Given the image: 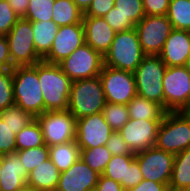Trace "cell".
I'll return each mask as SVG.
<instances>
[{
  "mask_svg": "<svg viewBox=\"0 0 190 191\" xmlns=\"http://www.w3.org/2000/svg\"><path fill=\"white\" fill-rule=\"evenodd\" d=\"M38 79L44 100V112L67 110L72 80L58 64L38 62Z\"/></svg>",
  "mask_w": 190,
  "mask_h": 191,
  "instance_id": "cell-1",
  "label": "cell"
},
{
  "mask_svg": "<svg viewBox=\"0 0 190 191\" xmlns=\"http://www.w3.org/2000/svg\"><path fill=\"white\" fill-rule=\"evenodd\" d=\"M14 101L34 117L44 113L43 93L38 79V63L13 69Z\"/></svg>",
  "mask_w": 190,
  "mask_h": 191,
  "instance_id": "cell-2",
  "label": "cell"
},
{
  "mask_svg": "<svg viewBox=\"0 0 190 191\" xmlns=\"http://www.w3.org/2000/svg\"><path fill=\"white\" fill-rule=\"evenodd\" d=\"M105 104V94L99 76L72 82L68 111L76 119L102 112Z\"/></svg>",
  "mask_w": 190,
  "mask_h": 191,
  "instance_id": "cell-3",
  "label": "cell"
},
{
  "mask_svg": "<svg viewBox=\"0 0 190 191\" xmlns=\"http://www.w3.org/2000/svg\"><path fill=\"white\" fill-rule=\"evenodd\" d=\"M145 56L137 31L133 28L115 34L113 42L104 56V65L134 72Z\"/></svg>",
  "mask_w": 190,
  "mask_h": 191,
  "instance_id": "cell-4",
  "label": "cell"
},
{
  "mask_svg": "<svg viewBox=\"0 0 190 191\" xmlns=\"http://www.w3.org/2000/svg\"><path fill=\"white\" fill-rule=\"evenodd\" d=\"M155 146L177 155L190 147V113L166 112L161 121Z\"/></svg>",
  "mask_w": 190,
  "mask_h": 191,
  "instance_id": "cell-5",
  "label": "cell"
},
{
  "mask_svg": "<svg viewBox=\"0 0 190 191\" xmlns=\"http://www.w3.org/2000/svg\"><path fill=\"white\" fill-rule=\"evenodd\" d=\"M167 66L159 56L146 55L134 71L137 95L164 108L163 77Z\"/></svg>",
  "mask_w": 190,
  "mask_h": 191,
  "instance_id": "cell-6",
  "label": "cell"
},
{
  "mask_svg": "<svg viewBox=\"0 0 190 191\" xmlns=\"http://www.w3.org/2000/svg\"><path fill=\"white\" fill-rule=\"evenodd\" d=\"M33 36L32 23L23 17L17 20L6 35L13 67L33 66L42 61L35 50Z\"/></svg>",
  "mask_w": 190,
  "mask_h": 191,
  "instance_id": "cell-7",
  "label": "cell"
},
{
  "mask_svg": "<svg viewBox=\"0 0 190 191\" xmlns=\"http://www.w3.org/2000/svg\"><path fill=\"white\" fill-rule=\"evenodd\" d=\"M35 119L40 125L44 142L48 147L75 141L77 119L68 109L47 111Z\"/></svg>",
  "mask_w": 190,
  "mask_h": 191,
  "instance_id": "cell-8",
  "label": "cell"
},
{
  "mask_svg": "<svg viewBox=\"0 0 190 191\" xmlns=\"http://www.w3.org/2000/svg\"><path fill=\"white\" fill-rule=\"evenodd\" d=\"M164 109L188 113L190 72L186 66L167 67L163 77Z\"/></svg>",
  "mask_w": 190,
  "mask_h": 191,
  "instance_id": "cell-9",
  "label": "cell"
},
{
  "mask_svg": "<svg viewBox=\"0 0 190 191\" xmlns=\"http://www.w3.org/2000/svg\"><path fill=\"white\" fill-rule=\"evenodd\" d=\"M58 65L72 81L89 79L100 75L104 57L85 43Z\"/></svg>",
  "mask_w": 190,
  "mask_h": 191,
  "instance_id": "cell-10",
  "label": "cell"
},
{
  "mask_svg": "<svg viewBox=\"0 0 190 191\" xmlns=\"http://www.w3.org/2000/svg\"><path fill=\"white\" fill-rule=\"evenodd\" d=\"M99 77L106 102L127 105L137 95L134 72L104 65Z\"/></svg>",
  "mask_w": 190,
  "mask_h": 191,
  "instance_id": "cell-11",
  "label": "cell"
},
{
  "mask_svg": "<svg viewBox=\"0 0 190 191\" xmlns=\"http://www.w3.org/2000/svg\"><path fill=\"white\" fill-rule=\"evenodd\" d=\"M145 55L158 56L173 30L167 15L145 17L135 25Z\"/></svg>",
  "mask_w": 190,
  "mask_h": 191,
  "instance_id": "cell-12",
  "label": "cell"
},
{
  "mask_svg": "<svg viewBox=\"0 0 190 191\" xmlns=\"http://www.w3.org/2000/svg\"><path fill=\"white\" fill-rule=\"evenodd\" d=\"M143 179L164 183L169 187L175 155L152 146L135 153Z\"/></svg>",
  "mask_w": 190,
  "mask_h": 191,
  "instance_id": "cell-13",
  "label": "cell"
},
{
  "mask_svg": "<svg viewBox=\"0 0 190 191\" xmlns=\"http://www.w3.org/2000/svg\"><path fill=\"white\" fill-rule=\"evenodd\" d=\"M113 130L102 112L77 119L76 143L80 149L106 145Z\"/></svg>",
  "mask_w": 190,
  "mask_h": 191,
  "instance_id": "cell-14",
  "label": "cell"
},
{
  "mask_svg": "<svg viewBox=\"0 0 190 191\" xmlns=\"http://www.w3.org/2000/svg\"><path fill=\"white\" fill-rule=\"evenodd\" d=\"M162 120L129 119L118 131L133 153L155 146Z\"/></svg>",
  "mask_w": 190,
  "mask_h": 191,
  "instance_id": "cell-15",
  "label": "cell"
},
{
  "mask_svg": "<svg viewBox=\"0 0 190 191\" xmlns=\"http://www.w3.org/2000/svg\"><path fill=\"white\" fill-rule=\"evenodd\" d=\"M83 44H85L83 24L61 26L57 31L49 53L42 61L58 64Z\"/></svg>",
  "mask_w": 190,
  "mask_h": 191,
  "instance_id": "cell-16",
  "label": "cell"
},
{
  "mask_svg": "<svg viewBox=\"0 0 190 191\" xmlns=\"http://www.w3.org/2000/svg\"><path fill=\"white\" fill-rule=\"evenodd\" d=\"M99 176L80 158L60 173L55 191H95Z\"/></svg>",
  "mask_w": 190,
  "mask_h": 191,
  "instance_id": "cell-17",
  "label": "cell"
},
{
  "mask_svg": "<svg viewBox=\"0 0 190 191\" xmlns=\"http://www.w3.org/2000/svg\"><path fill=\"white\" fill-rule=\"evenodd\" d=\"M158 56L167 67L185 66L190 57V31L173 29Z\"/></svg>",
  "mask_w": 190,
  "mask_h": 191,
  "instance_id": "cell-18",
  "label": "cell"
},
{
  "mask_svg": "<svg viewBox=\"0 0 190 191\" xmlns=\"http://www.w3.org/2000/svg\"><path fill=\"white\" fill-rule=\"evenodd\" d=\"M82 24L85 43L104 57L113 42L116 32L103 17L83 16Z\"/></svg>",
  "mask_w": 190,
  "mask_h": 191,
  "instance_id": "cell-19",
  "label": "cell"
},
{
  "mask_svg": "<svg viewBox=\"0 0 190 191\" xmlns=\"http://www.w3.org/2000/svg\"><path fill=\"white\" fill-rule=\"evenodd\" d=\"M0 191H19L27 185L28 172L21 166L17 152L2 155Z\"/></svg>",
  "mask_w": 190,
  "mask_h": 191,
  "instance_id": "cell-20",
  "label": "cell"
},
{
  "mask_svg": "<svg viewBox=\"0 0 190 191\" xmlns=\"http://www.w3.org/2000/svg\"><path fill=\"white\" fill-rule=\"evenodd\" d=\"M60 173L56 165L47 159L28 173L27 185L41 191H55Z\"/></svg>",
  "mask_w": 190,
  "mask_h": 191,
  "instance_id": "cell-21",
  "label": "cell"
},
{
  "mask_svg": "<svg viewBox=\"0 0 190 191\" xmlns=\"http://www.w3.org/2000/svg\"><path fill=\"white\" fill-rule=\"evenodd\" d=\"M131 119L163 120L166 110L155 102L136 95L128 104Z\"/></svg>",
  "mask_w": 190,
  "mask_h": 191,
  "instance_id": "cell-22",
  "label": "cell"
},
{
  "mask_svg": "<svg viewBox=\"0 0 190 191\" xmlns=\"http://www.w3.org/2000/svg\"><path fill=\"white\" fill-rule=\"evenodd\" d=\"M31 23L34 33L35 50L43 59L49 53L59 27L52 20Z\"/></svg>",
  "mask_w": 190,
  "mask_h": 191,
  "instance_id": "cell-23",
  "label": "cell"
},
{
  "mask_svg": "<svg viewBox=\"0 0 190 191\" xmlns=\"http://www.w3.org/2000/svg\"><path fill=\"white\" fill-rule=\"evenodd\" d=\"M80 156L81 149L76 141L49 146V159L60 172L68 170L70 166L80 159Z\"/></svg>",
  "mask_w": 190,
  "mask_h": 191,
  "instance_id": "cell-24",
  "label": "cell"
},
{
  "mask_svg": "<svg viewBox=\"0 0 190 191\" xmlns=\"http://www.w3.org/2000/svg\"><path fill=\"white\" fill-rule=\"evenodd\" d=\"M84 13L72 0H55L52 21L58 26L82 24Z\"/></svg>",
  "mask_w": 190,
  "mask_h": 191,
  "instance_id": "cell-25",
  "label": "cell"
},
{
  "mask_svg": "<svg viewBox=\"0 0 190 191\" xmlns=\"http://www.w3.org/2000/svg\"><path fill=\"white\" fill-rule=\"evenodd\" d=\"M190 186V147L175 155L169 188L185 190Z\"/></svg>",
  "mask_w": 190,
  "mask_h": 191,
  "instance_id": "cell-26",
  "label": "cell"
},
{
  "mask_svg": "<svg viewBox=\"0 0 190 191\" xmlns=\"http://www.w3.org/2000/svg\"><path fill=\"white\" fill-rule=\"evenodd\" d=\"M167 17L173 29L190 31V0H170Z\"/></svg>",
  "mask_w": 190,
  "mask_h": 191,
  "instance_id": "cell-27",
  "label": "cell"
},
{
  "mask_svg": "<svg viewBox=\"0 0 190 191\" xmlns=\"http://www.w3.org/2000/svg\"><path fill=\"white\" fill-rule=\"evenodd\" d=\"M0 118L7 123L15 134L19 133L25 126H28L35 120L32 114L24 111L16 104L0 111Z\"/></svg>",
  "mask_w": 190,
  "mask_h": 191,
  "instance_id": "cell-28",
  "label": "cell"
},
{
  "mask_svg": "<svg viewBox=\"0 0 190 191\" xmlns=\"http://www.w3.org/2000/svg\"><path fill=\"white\" fill-rule=\"evenodd\" d=\"M45 145L43 134L35 119L16 134V149L23 150Z\"/></svg>",
  "mask_w": 190,
  "mask_h": 191,
  "instance_id": "cell-29",
  "label": "cell"
},
{
  "mask_svg": "<svg viewBox=\"0 0 190 191\" xmlns=\"http://www.w3.org/2000/svg\"><path fill=\"white\" fill-rule=\"evenodd\" d=\"M112 154L106 145L90 149H81L80 158L95 172L102 175Z\"/></svg>",
  "mask_w": 190,
  "mask_h": 191,
  "instance_id": "cell-30",
  "label": "cell"
},
{
  "mask_svg": "<svg viewBox=\"0 0 190 191\" xmlns=\"http://www.w3.org/2000/svg\"><path fill=\"white\" fill-rule=\"evenodd\" d=\"M102 115L113 131H119L130 119L127 105L111 102H106Z\"/></svg>",
  "mask_w": 190,
  "mask_h": 191,
  "instance_id": "cell-31",
  "label": "cell"
},
{
  "mask_svg": "<svg viewBox=\"0 0 190 191\" xmlns=\"http://www.w3.org/2000/svg\"><path fill=\"white\" fill-rule=\"evenodd\" d=\"M134 159L135 155L112 156L102 175L113 179L122 185V181H126L127 167Z\"/></svg>",
  "mask_w": 190,
  "mask_h": 191,
  "instance_id": "cell-32",
  "label": "cell"
},
{
  "mask_svg": "<svg viewBox=\"0 0 190 191\" xmlns=\"http://www.w3.org/2000/svg\"><path fill=\"white\" fill-rule=\"evenodd\" d=\"M16 152L21 160V166L28 173L39 166L40 163L49 159V147L46 144L34 148L17 150Z\"/></svg>",
  "mask_w": 190,
  "mask_h": 191,
  "instance_id": "cell-33",
  "label": "cell"
},
{
  "mask_svg": "<svg viewBox=\"0 0 190 191\" xmlns=\"http://www.w3.org/2000/svg\"><path fill=\"white\" fill-rule=\"evenodd\" d=\"M55 0H30L26 15L23 17L30 22L51 21Z\"/></svg>",
  "mask_w": 190,
  "mask_h": 191,
  "instance_id": "cell-34",
  "label": "cell"
},
{
  "mask_svg": "<svg viewBox=\"0 0 190 191\" xmlns=\"http://www.w3.org/2000/svg\"><path fill=\"white\" fill-rule=\"evenodd\" d=\"M114 7L126 20H131L135 25L145 17L142 0H115Z\"/></svg>",
  "mask_w": 190,
  "mask_h": 191,
  "instance_id": "cell-35",
  "label": "cell"
},
{
  "mask_svg": "<svg viewBox=\"0 0 190 191\" xmlns=\"http://www.w3.org/2000/svg\"><path fill=\"white\" fill-rule=\"evenodd\" d=\"M15 104L13 89V70L0 69V111Z\"/></svg>",
  "mask_w": 190,
  "mask_h": 191,
  "instance_id": "cell-36",
  "label": "cell"
},
{
  "mask_svg": "<svg viewBox=\"0 0 190 191\" xmlns=\"http://www.w3.org/2000/svg\"><path fill=\"white\" fill-rule=\"evenodd\" d=\"M16 134L0 118V155L16 152Z\"/></svg>",
  "mask_w": 190,
  "mask_h": 191,
  "instance_id": "cell-37",
  "label": "cell"
},
{
  "mask_svg": "<svg viewBox=\"0 0 190 191\" xmlns=\"http://www.w3.org/2000/svg\"><path fill=\"white\" fill-rule=\"evenodd\" d=\"M18 19L7 0H0V35H7Z\"/></svg>",
  "mask_w": 190,
  "mask_h": 191,
  "instance_id": "cell-38",
  "label": "cell"
},
{
  "mask_svg": "<svg viewBox=\"0 0 190 191\" xmlns=\"http://www.w3.org/2000/svg\"><path fill=\"white\" fill-rule=\"evenodd\" d=\"M103 18L116 33L131 30L135 27V24L131 20H126L115 7Z\"/></svg>",
  "mask_w": 190,
  "mask_h": 191,
  "instance_id": "cell-39",
  "label": "cell"
},
{
  "mask_svg": "<svg viewBox=\"0 0 190 191\" xmlns=\"http://www.w3.org/2000/svg\"><path fill=\"white\" fill-rule=\"evenodd\" d=\"M107 149L111 152L112 156L115 155H135L126 144L124 138L119 134L118 131H113L110 135L107 143Z\"/></svg>",
  "mask_w": 190,
  "mask_h": 191,
  "instance_id": "cell-40",
  "label": "cell"
},
{
  "mask_svg": "<svg viewBox=\"0 0 190 191\" xmlns=\"http://www.w3.org/2000/svg\"><path fill=\"white\" fill-rule=\"evenodd\" d=\"M115 5V0H93L83 16L104 17Z\"/></svg>",
  "mask_w": 190,
  "mask_h": 191,
  "instance_id": "cell-41",
  "label": "cell"
},
{
  "mask_svg": "<svg viewBox=\"0 0 190 191\" xmlns=\"http://www.w3.org/2000/svg\"><path fill=\"white\" fill-rule=\"evenodd\" d=\"M170 0H142L145 15H167Z\"/></svg>",
  "mask_w": 190,
  "mask_h": 191,
  "instance_id": "cell-42",
  "label": "cell"
},
{
  "mask_svg": "<svg viewBox=\"0 0 190 191\" xmlns=\"http://www.w3.org/2000/svg\"><path fill=\"white\" fill-rule=\"evenodd\" d=\"M143 180L140 167L137 159L135 158L127 167L126 181H122V187L126 190L135 187Z\"/></svg>",
  "mask_w": 190,
  "mask_h": 191,
  "instance_id": "cell-43",
  "label": "cell"
},
{
  "mask_svg": "<svg viewBox=\"0 0 190 191\" xmlns=\"http://www.w3.org/2000/svg\"><path fill=\"white\" fill-rule=\"evenodd\" d=\"M6 35H0V69H13Z\"/></svg>",
  "mask_w": 190,
  "mask_h": 191,
  "instance_id": "cell-44",
  "label": "cell"
},
{
  "mask_svg": "<svg viewBox=\"0 0 190 191\" xmlns=\"http://www.w3.org/2000/svg\"><path fill=\"white\" fill-rule=\"evenodd\" d=\"M168 189L169 187L164 183L143 179L135 187L126 189V191H168Z\"/></svg>",
  "mask_w": 190,
  "mask_h": 191,
  "instance_id": "cell-45",
  "label": "cell"
},
{
  "mask_svg": "<svg viewBox=\"0 0 190 191\" xmlns=\"http://www.w3.org/2000/svg\"><path fill=\"white\" fill-rule=\"evenodd\" d=\"M95 191H126L122 185L106 176L100 175Z\"/></svg>",
  "mask_w": 190,
  "mask_h": 191,
  "instance_id": "cell-46",
  "label": "cell"
},
{
  "mask_svg": "<svg viewBox=\"0 0 190 191\" xmlns=\"http://www.w3.org/2000/svg\"><path fill=\"white\" fill-rule=\"evenodd\" d=\"M29 1L30 0H7L8 5L19 18H22L26 15Z\"/></svg>",
  "mask_w": 190,
  "mask_h": 191,
  "instance_id": "cell-47",
  "label": "cell"
},
{
  "mask_svg": "<svg viewBox=\"0 0 190 191\" xmlns=\"http://www.w3.org/2000/svg\"><path fill=\"white\" fill-rule=\"evenodd\" d=\"M79 9L84 13L88 7L91 5L93 0H72Z\"/></svg>",
  "mask_w": 190,
  "mask_h": 191,
  "instance_id": "cell-48",
  "label": "cell"
},
{
  "mask_svg": "<svg viewBox=\"0 0 190 191\" xmlns=\"http://www.w3.org/2000/svg\"><path fill=\"white\" fill-rule=\"evenodd\" d=\"M19 191H41V190H38V189H36V188H33V187H31V186H28V185H26V186H24L21 190H19Z\"/></svg>",
  "mask_w": 190,
  "mask_h": 191,
  "instance_id": "cell-49",
  "label": "cell"
},
{
  "mask_svg": "<svg viewBox=\"0 0 190 191\" xmlns=\"http://www.w3.org/2000/svg\"><path fill=\"white\" fill-rule=\"evenodd\" d=\"M186 68H187V70L190 72V57H189V59L187 60V63H186Z\"/></svg>",
  "mask_w": 190,
  "mask_h": 191,
  "instance_id": "cell-50",
  "label": "cell"
},
{
  "mask_svg": "<svg viewBox=\"0 0 190 191\" xmlns=\"http://www.w3.org/2000/svg\"><path fill=\"white\" fill-rule=\"evenodd\" d=\"M1 169H2V156L0 155V178L2 177Z\"/></svg>",
  "mask_w": 190,
  "mask_h": 191,
  "instance_id": "cell-51",
  "label": "cell"
},
{
  "mask_svg": "<svg viewBox=\"0 0 190 191\" xmlns=\"http://www.w3.org/2000/svg\"><path fill=\"white\" fill-rule=\"evenodd\" d=\"M188 113H190V93H189V99H188Z\"/></svg>",
  "mask_w": 190,
  "mask_h": 191,
  "instance_id": "cell-52",
  "label": "cell"
},
{
  "mask_svg": "<svg viewBox=\"0 0 190 191\" xmlns=\"http://www.w3.org/2000/svg\"><path fill=\"white\" fill-rule=\"evenodd\" d=\"M168 191H185V190H173L169 188Z\"/></svg>",
  "mask_w": 190,
  "mask_h": 191,
  "instance_id": "cell-53",
  "label": "cell"
},
{
  "mask_svg": "<svg viewBox=\"0 0 190 191\" xmlns=\"http://www.w3.org/2000/svg\"><path fill=\"white\" fill-rule=\"evenodd\" d=\"M185 191H190V186L185 189Z\"/></svg>",
  "mask_w": 190,
  "mask_h": 191,
  "instance_id": "cell-54",
  "label": "cell"
}]
</instances>
